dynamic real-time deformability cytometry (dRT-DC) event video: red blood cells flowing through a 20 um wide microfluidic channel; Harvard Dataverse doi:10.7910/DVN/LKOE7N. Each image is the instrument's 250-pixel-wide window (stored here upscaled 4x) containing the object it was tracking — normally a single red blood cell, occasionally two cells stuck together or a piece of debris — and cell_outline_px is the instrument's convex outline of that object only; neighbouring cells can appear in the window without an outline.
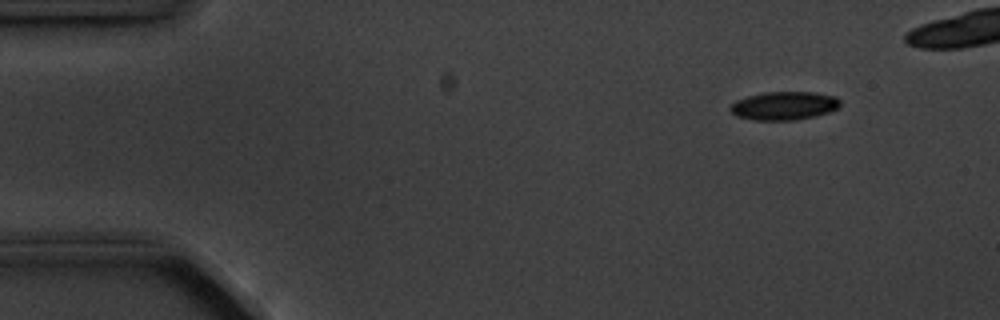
{"species": "common noctule bat (a hibernating species)", "species_latin": "Nyctalus noctula", "temperature_condition": "cold", "stored_images_in_passage": 5, "camera_frame_rate_fps": 3000, "um_per_image_px": 0.085, "animal": {"sex": "male", "body_mass_g": 20.1, "forearm_length_mm": 53.5}, "frame": {"image": 1, "passage_image": 1, "time_ms": 0.0, "image_size_px": [1000, 320], "cell_outline_px": [[840, 108], [816, 116], [796, 120], [756, 120], [736, 116], [728, 108], [736, 100], [748, 96], [764, 92], [816, 92], [836, 96], [840, 100]], "centroid_in_image_um": [66.68, 8.98], "position_along_channel_um": 18.3, "area_um2": 18.32}}